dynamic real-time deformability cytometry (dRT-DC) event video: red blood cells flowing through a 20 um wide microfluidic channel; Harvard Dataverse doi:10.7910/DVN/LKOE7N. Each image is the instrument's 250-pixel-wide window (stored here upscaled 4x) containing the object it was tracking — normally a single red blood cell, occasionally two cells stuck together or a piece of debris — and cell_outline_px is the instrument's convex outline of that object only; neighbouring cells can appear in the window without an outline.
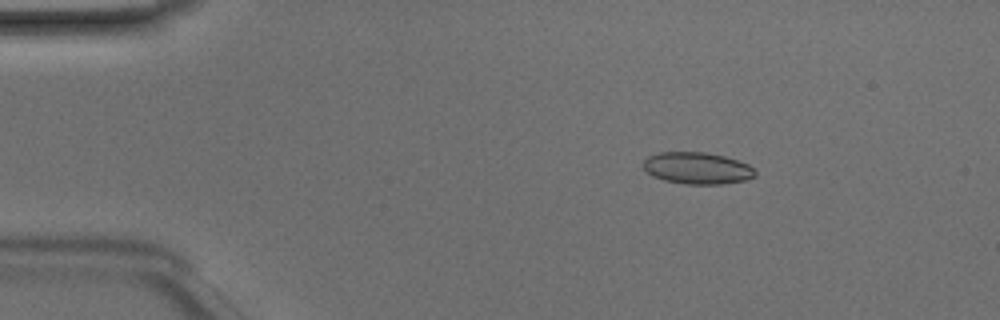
{"species": "Egyptian fruit bat (a non-hibernating species)", "species_latin": "Rousettus aegyptiacus", "temperature_condition": "room temperature", "stored_images_in_passage": 49, "camera_frame_rate_fps": 3000, "um_per_image_px": 0.085, "animal": {"sex": "male"}, "frame": {"image": 1, "passage_image": 8, "time_ms": 2.333, "image_size_px": [1000, 320], "cell_outline_px": [[756, 176], [744, 180], [724, 184], [684, 184], [664, 180], [652, 176], [644, 168], [644, 160], [648, 156], [660, 152], [704, 152], [724, 156], [748, 164], [756, 172]], "centroid_in_image_um": [59.26, 14.3], "position_along_channel_um": 25.7, "area_um2": 20.63}}
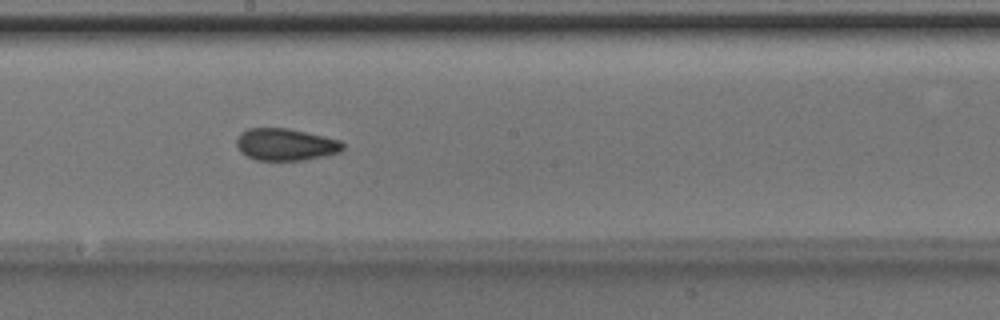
{"frame": {"image": 2, "passage_image": 27, "time_ms": 8.667, "image_size_px": [1000, 320], "cell_outline_px": [[344, 148], [340, 152], [324, 156], [304, 160], [256, 160], [240, 152], [236, 144], [236, 140], [240, 132], [248, 128], [288, 128], [308, 132], [340, 140], [344, 144]], "centroid_in_image_um": [24.27, 12.27], "position_along_channel_um": 223.9, "area_um2": 20.0}}
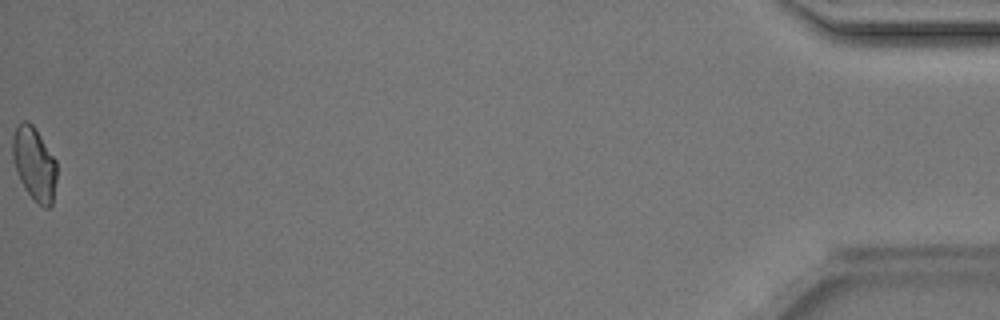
{"frame": {"image": 3, "passage_image": 49, "time_ms": 16.0, "image_size_px": [1000, 320], "cell_outline_px": [[56, 180], [52, 204], [48, 208], [44, 208], [24, 188], [20, 180], [12, 156], [12, 136], [16, 128], [24, 120], [28, 120], [36, 128], [56, 160]], "centroid_in_image_um": [2.92, 13.89], "position_along_channel_um": 432.3, "area_um2": 18.73}, "authors_computed_cell_mechanics": {"area_um2": 19.5942, "velocity_mm_per_s": 4.1998, "shape_relaxation_time_tau1_ms": 5.0056, "shape_relaxation_time_tau2_ms": 1.4885, "deformation_change_tau1": 0.1134, "deformation_change_tau2": 0.0517}}